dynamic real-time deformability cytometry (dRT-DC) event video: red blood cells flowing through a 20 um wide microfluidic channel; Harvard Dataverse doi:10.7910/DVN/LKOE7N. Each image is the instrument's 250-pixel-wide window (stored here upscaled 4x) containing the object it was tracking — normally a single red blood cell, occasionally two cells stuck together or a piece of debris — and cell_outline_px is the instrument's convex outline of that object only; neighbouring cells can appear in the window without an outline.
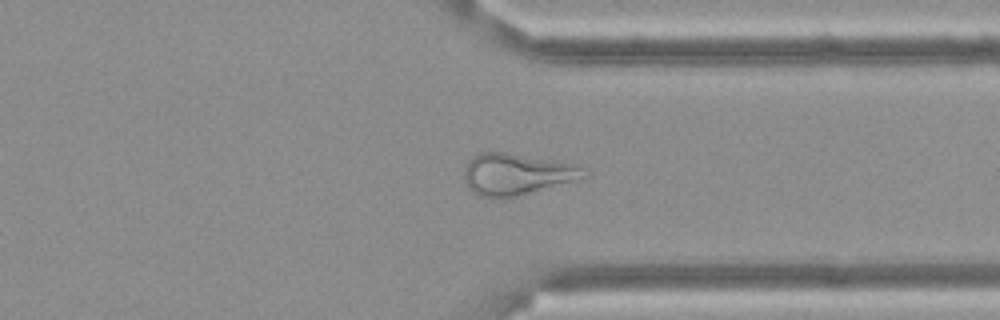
{"species": "Egyptian fruit bat (a non-hibernating species)", "species_latin": "Rousettus aegyptiacus", "temperature_condition": "cold", "stored_images_in_passage": 39, "camera_frame_rate_fps": 3000, "um_per_image_px": 0.085, "frame": {"image": 1, "passage_image": 26, "time_ms": 8.333, "image_size_px": [1000, 320], "cell_outline_px": [[588, 176], [516, 196], [480, 196], [472, 192], [468, 188], [464, 176], [464, 168], [468, 160], [472, 156], [480, 152], [504, 152], [556, 160], [576, 164], [588, 168]], "centroid_in_image_um": [43.92, 14.76], "position_along_channel_um": 367.5, "area_um2": 28.73}}
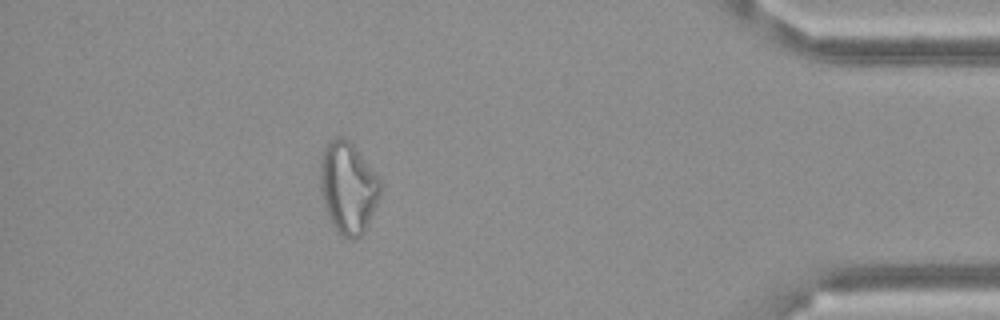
{"frame": {"image": 2, "passage_image": 33, "time_ms": 10.667, "image_size_px": [1000, 320], "cell_outline_px": [[380, 196], [360, 236], [356, 240], [352, 240], [340, 236], [332, 224], [324, 204], [320, 188], [320, 164], [324, 148], [328, 140], [336, 136], [340, 136], [356, 144], [380, 180]], "centroid_in_image_um": [29.56, 15.89], "position_along_channel_um": 405.6, "area_um2": 32.14}}